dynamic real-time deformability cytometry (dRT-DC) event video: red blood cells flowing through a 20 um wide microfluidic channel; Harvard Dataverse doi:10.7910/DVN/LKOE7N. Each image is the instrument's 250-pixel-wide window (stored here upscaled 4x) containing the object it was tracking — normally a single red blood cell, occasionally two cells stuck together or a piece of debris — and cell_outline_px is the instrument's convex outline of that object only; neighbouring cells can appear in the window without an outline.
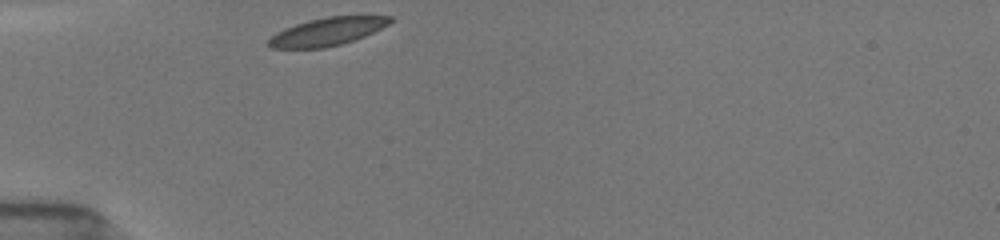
{"species": "common noctule bat (a hibernating species)", "species_latin": "Nyctalus noctula", "temperature_condition": "room temperature", "stored_images_in_passage": 17, "camera_frame_rate_fps": 3000, "um_per_image_px": 0.085, "animal": {"sex": "female", "body_mass_g": 19.5, "forearm_length_mm": 54.1}, "frame": {"image": 1, "passage_image": 1, "time_ms": 0.0, "image_size_px": [1000, 240], "cell_outline_px": [[392, 20], [388, 24], [364, 36], [340, 44], [324, 48], [272, 48], [268, 44], [268, 40], [276, 32], [284, 28], [308, 20], [328, 16], [392, 16]], "centroid_in_image_um": [27.78, 2.68], "position_along_channel_um": 57.2, "area_um2": 19.48}}
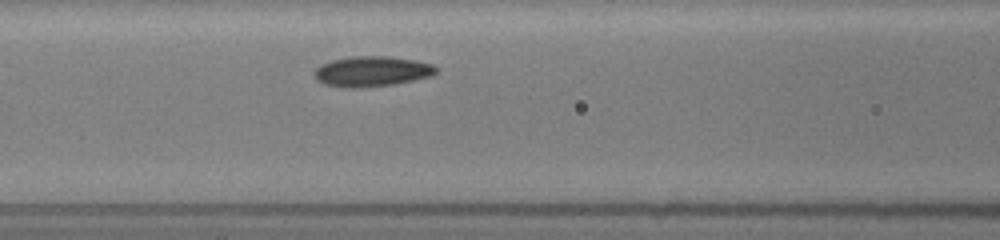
{"frame": {"image": 2, "passage_image": 7, "time_ms": 2.0, "image_size_px": [1000, 240], "cell_outline_px": [[436, 72], [432, 76], [392, 84], [360, 88], [344, 88], [324, 84], [316, 80], [312, 72], [316, 68], [332, 60], [352, 56], [388, 56], [416, 60], [432, 64], [436, 68]], "centroid_in_image_um": [31.57, 6.07], "position_along_channel_um": 135.0, "area_um2": 21.5}}
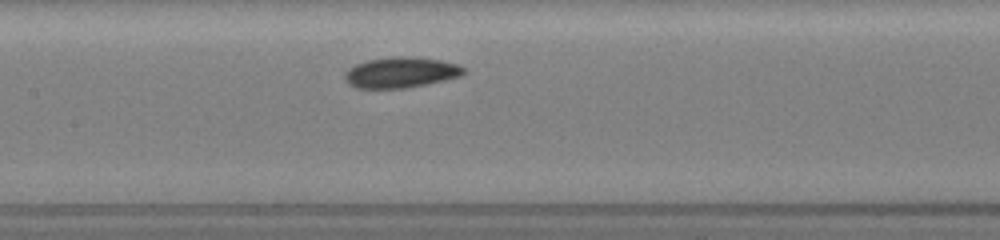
{"frame": {"image": 3, "passage_image": 10, "time_ms": 3.0, "image_size_px": [1000, 240], "cell_outline_px": [[464, 72], [460, 76], [444, 80], [404, 88], [356, 88], [348, 84], [344, 80], [344, 72], [348, 68], [356, 64], [368, 60], [392, 56], [408, 56], [440, 60], [456, 64], [464, 68]], "centroid_in_image_um": [34.0, 6.15], "position_along_channel_um": 173.4, "area_um2": 21.15}}